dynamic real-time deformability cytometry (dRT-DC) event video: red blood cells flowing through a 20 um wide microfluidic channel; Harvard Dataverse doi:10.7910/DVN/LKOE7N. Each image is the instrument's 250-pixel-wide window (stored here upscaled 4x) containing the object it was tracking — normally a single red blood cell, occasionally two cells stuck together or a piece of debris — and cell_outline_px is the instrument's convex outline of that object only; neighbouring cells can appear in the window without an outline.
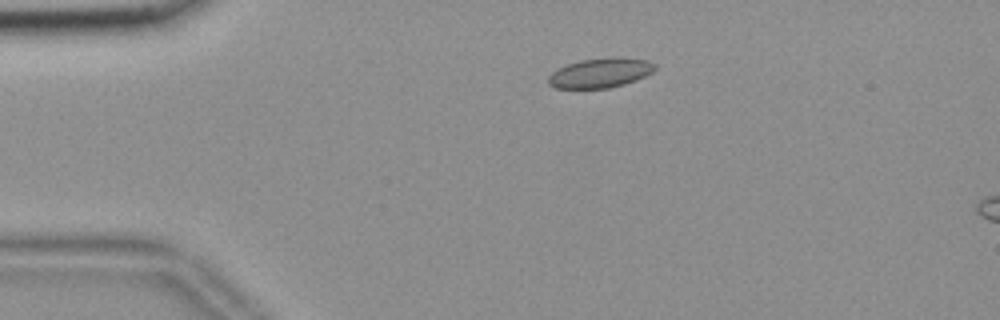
{"species": "common noctule bat (a hibernating species)", "species_latin": "Nyctalus noctula", "temperature_condition": "room temperature", "stored_images_in_passage": 10, "camera_frame_rate_fps": 3000, "um_per_image_px": 0.085, "animal": {"sex": "female", "body_mass_g": 18.4}, "frame": {"image": 1, "passage_image": 4, "time_ms": 1.0, "image_size_px": [1000, 320], "cell_outline_px": [[656, 68], [652, 72], [636, 80], [624, 84], [608, 88], [556, 88], [548, 84], [548, 76], [552, 72], [568, 64], [580, 60], [612, 56], [620, 56], [648, 60], [656, 64]], "centroid_in_image_um": [51.06, 6.18], "position_along_channel_um": 33.9, "area_um2": 18.55}}